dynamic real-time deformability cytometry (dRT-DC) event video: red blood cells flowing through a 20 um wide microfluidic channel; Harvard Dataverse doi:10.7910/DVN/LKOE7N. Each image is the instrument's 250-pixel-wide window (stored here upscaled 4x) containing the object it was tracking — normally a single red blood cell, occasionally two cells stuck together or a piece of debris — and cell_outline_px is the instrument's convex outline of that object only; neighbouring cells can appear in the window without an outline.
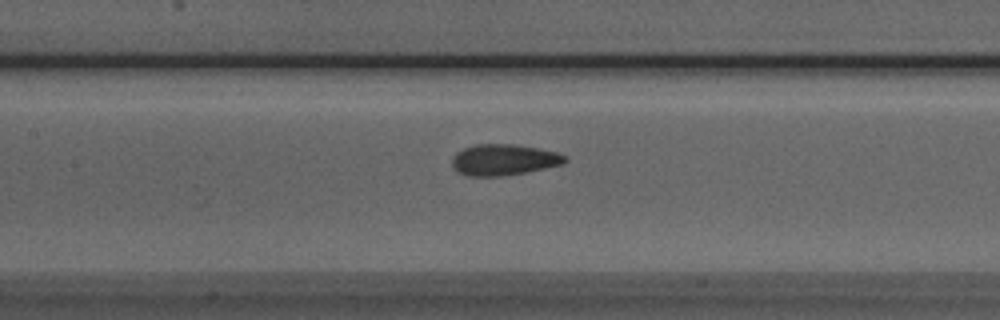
{"species": "Egyptian fruit bat (a non-hibernating species)", "species_latin": "Rousettus aegyptiacus", "temperature_condition": "room temperature", "stored_images_in_passage": 37, "camera_frame_rate_fps": 3000, "um_per_image_px": 0.085, "animal": {"sex": "male"}, "frame": {"image": 1, "passage_image": 9, "time_ms": 2.667, "image_size_px": [1000, 320], "cell_outline_px": [[568, 160], [564, 164], [504, 176], [464, 176], [452, 168], [452, 156], [456, 152], [464, 148], [476, 144], [512, 144], [536, 148], [556, 152], [568, 156]], "centroid_in_image_um": [42.79, 13.59], "position_along_channel_um": 164.6, "area_um2": 20.58}}
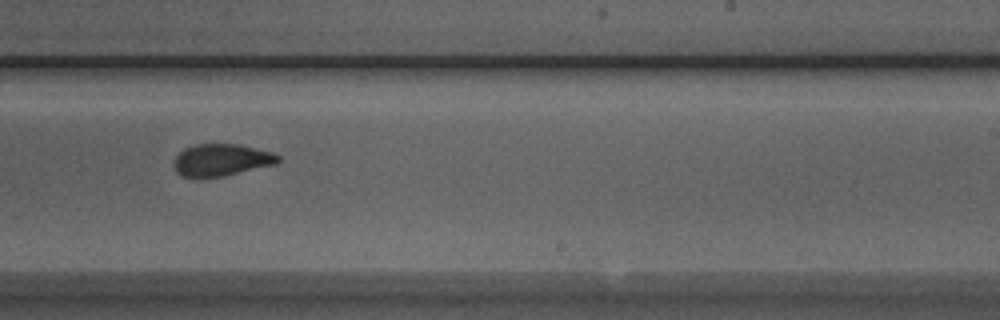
{"frame": {"image": 2, "passage_image": 17, "time_ms": 5.333, "image_size_px": [1000, 320], "cell_outline_px": [[280, 160], [276, 164], [224, 176], [180, 176], [176, 172], [172, 164], [176, 156], [184, 148], [196, 144], [240, 144], [272, 152], [280, 156]], "centroid_in_image_um": [18.82, 13.58], "position_along_channel_um": 270.2, "area_um2": 19.42}}
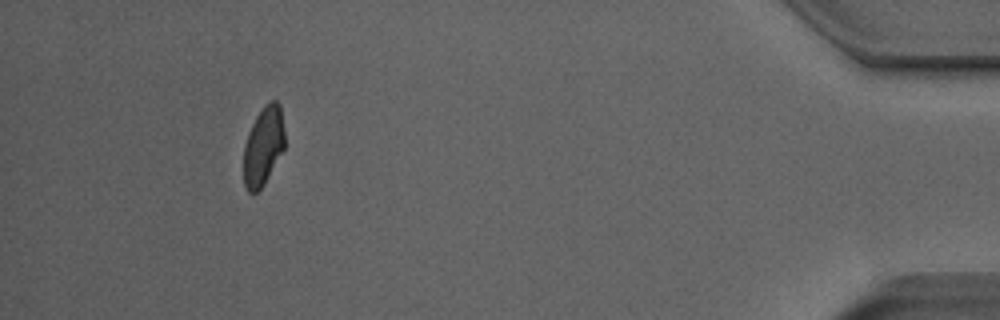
{"frame": {"image": 3, "passage_image": 33, "time_ms": 10.667, "image_size_px": [1000, 320], "cell_outline_px": [[284, 148], [264, 184], [256, 192], [248, 192], [244, 184], [244, 144], [248, 132], [256, 116], [264, 104], [272, 100], [276, 100], [280, 104], [284, 128]], "centroid_in_image_um": [22.38, 12.38], "position_along_channel_um": 412.8, "area_um2": 18.79}, "authors_computed_cell_mechanics": {"area_um2": 20.1722, "velocity_mm_per_s": 3.9764, "shape_relaxation_time_tau1_ms": 6.7533, "shape_relaxation_time_tau2_ms": 1.1421, "deformation_change_tau1": 0.154, "deformation_change_tau2": 0.0823}}